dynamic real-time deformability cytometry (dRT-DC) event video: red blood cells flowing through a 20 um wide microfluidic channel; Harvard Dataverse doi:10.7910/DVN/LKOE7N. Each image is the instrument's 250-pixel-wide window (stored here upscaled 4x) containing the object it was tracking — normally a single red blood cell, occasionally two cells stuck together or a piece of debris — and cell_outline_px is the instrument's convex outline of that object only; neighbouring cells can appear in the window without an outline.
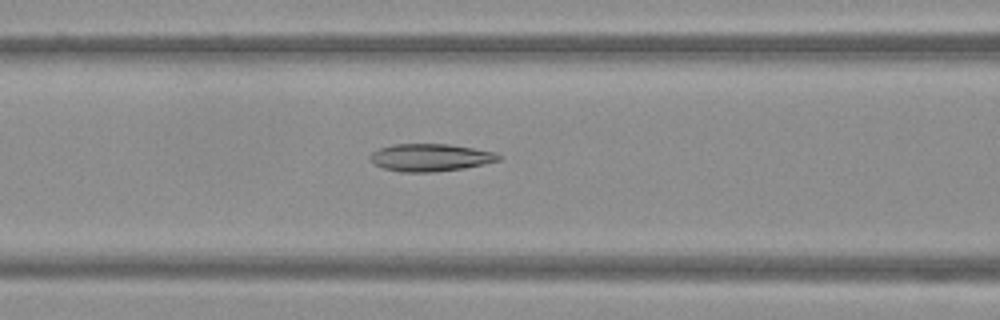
{"species": "Egyptian fruit bat (a non-hibernating species)", "species_latin": "Rousettus aegyptiacus", "temperature_condition": "warm", "stored_images_in_passage": 50, "camera_frame_rate_fps": 3000, "um_per_image_px": 0.085, "frame": {"image": 1, "passage_image": 21, "time_ms": 6.667, "image_size_px": [1000, 320], "cell_outline_px": [[500, 160], [484, 164], [464, 168], [432, 172], [400, 172], [384, 168], [376, 164], [368, 156], [372, 152], [380, 148], [392, 144], [448, 144], [496, 152], [500, 156]], "centroid_in_image_um": [36.58, 13.38], "position_along_channel_um": 130.0, "area_um2": 20.46}}
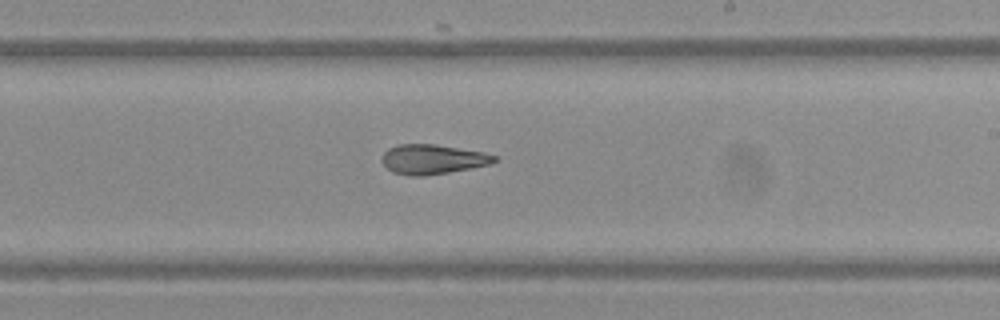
{"frame": {"image": 2, "passage_image": 30, "time_ms": 9.667, "image_size_px": [1000, 320], "cell_outline_px": [[500, 160], [492, 164], [472, 168], [424, 176], [408, 176], [392, 172], [380, 160], [384, 152], [388, 148], [396, 144], [432, 144], [484, 152], [500, 156]], "centroid_in_image_um": [36.81, 13.54], "position_along_channel_um": 252.2, "area_um2": 19.71}}
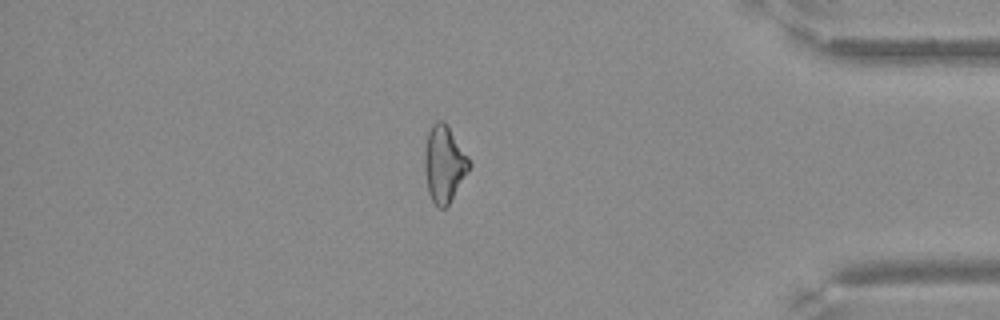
{"frame": {"image": 3, "passage_image": 43, "time_ms": 14.0, "image_size_px": [1000, 320], "cell_outline_px": [[472, 164], [468, 172], [448, 204], [444, 208], [440, 208], [432, 200], [428, 192], [424, 168], [424, 152], [428, 132], [432, 124], [436, 120], [444, 120], [468, 156]], "centroid_in_image_um": [37.74, 13.9], "position_along_channel_um": 397.5, "area_um2": 19.83}}